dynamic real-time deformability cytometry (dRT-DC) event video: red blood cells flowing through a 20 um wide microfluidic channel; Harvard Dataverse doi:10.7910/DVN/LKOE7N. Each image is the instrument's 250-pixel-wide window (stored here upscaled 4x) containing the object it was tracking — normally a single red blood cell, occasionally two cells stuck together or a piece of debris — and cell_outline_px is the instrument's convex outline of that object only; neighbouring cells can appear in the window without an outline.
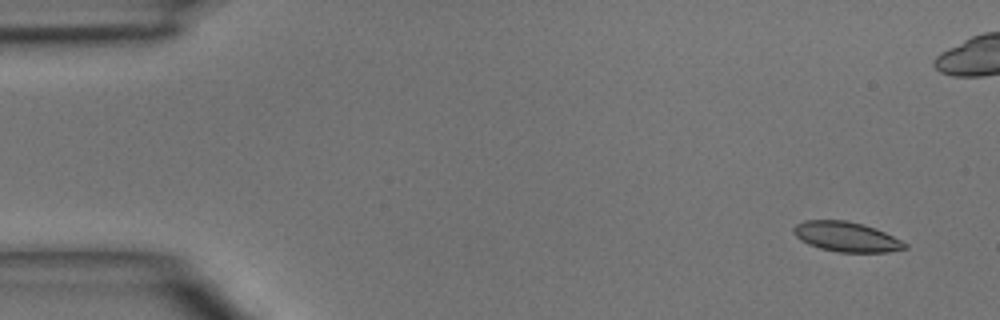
{"species": "common noctule bat (a hibernating species)", "species_latin": "Nyctalus noctula", "temperature_condition": "room temperature", "stored_images_in_passage": 6, "camera_frame_rate_fps": 3000, "um_per_image_px": 0.085, "animal": {"sex": "male", "body_mass_g": 15.6}, "frame": {"image": 1, "passage_image": 1, "time_ms": 0.0, "image_size_px": [1000, 320], "cell_outline_px": [[908, 248], [888, 252], [836, 252], [820, 248], [808, 244], [800, 240], [792, 232], [792, 228], [796, 224], [804, 220], [844, 220], [876, 228], [908, 244]], "centroid_in_image_um": [71.91, 20.13], "position_along_channel_um": 13.1, "area_um2": 19.36}}